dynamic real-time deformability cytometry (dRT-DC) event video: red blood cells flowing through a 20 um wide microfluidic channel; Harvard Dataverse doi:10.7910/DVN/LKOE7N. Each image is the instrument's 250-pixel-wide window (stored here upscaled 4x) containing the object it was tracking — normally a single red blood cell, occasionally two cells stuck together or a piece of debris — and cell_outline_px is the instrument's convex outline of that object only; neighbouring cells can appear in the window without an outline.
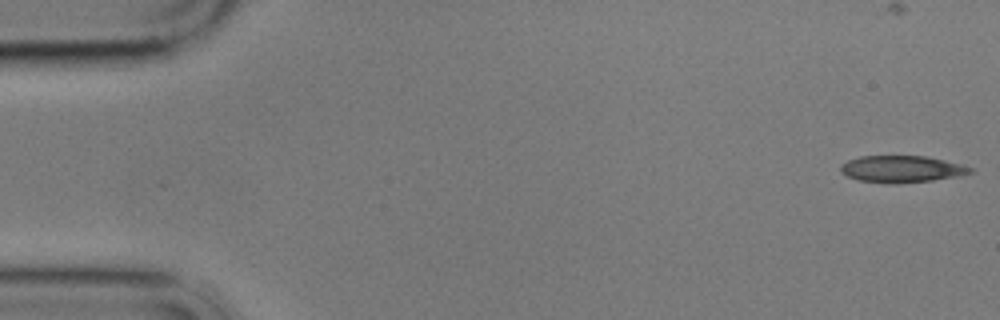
{"species": "common noctule bat (a hibernating species)", "species_latin": "Nyctalus noctula", "temperature_condition": "cold", "stored_images_in_passage": 6, "camera_frame_rate_fps": 3000, "um_per_image_px": 0.085, "animal": {"sex": "male", "body_mass_g": 17.9}, "frame": {"image": 1, "passage_image": 1, "time_ms": 0.0, "image_size_px": [1000, 320], "cell_outline_px": [[976, 172], [960, 176], [932, 180], [896, 184], [860, 180], [848, 176], [840, 172], [840, 164], [848, 160], [860, 156], [924, 156], [944, 160], [960, 164], [972, 168]], "centroid_in_image_um": [76.66, 14.37], "position_along_channel_um": 8.3, "area_um2": 20.23}}
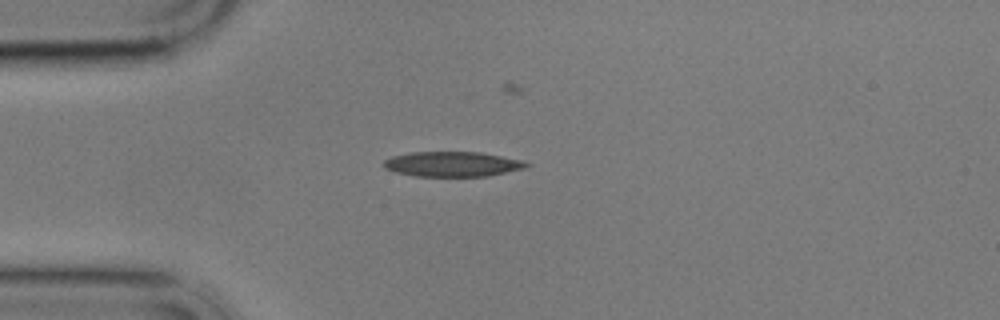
{"frame": {"image": 2, "passage_image": 4, "time_ms": 4.333, "image_size_px": [1000, 320], "cell_outline_px": [[532, 164], [528, 168], [488, 176], [412, 176], [396, 172], [384, 168], [384, 160], [392, 156], [412, 152], [480, 152], [520, 160]], "centroid_in_image_um": [38.47, 13.95], "position_along_channel_um": 46.5, "area_um2": 20.81}}
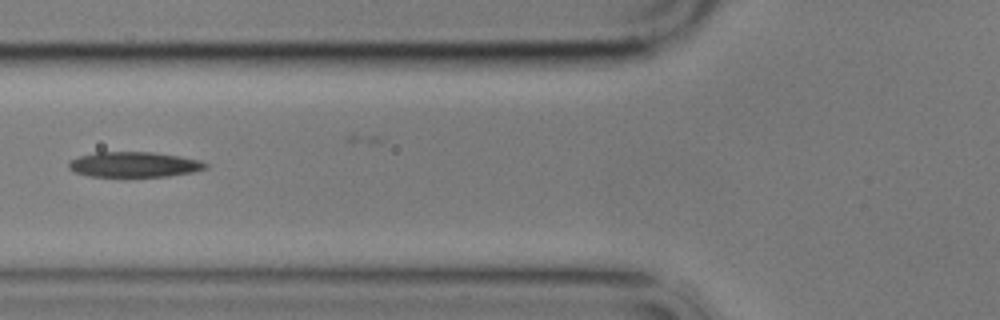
{"frame": {"image": 3, "passage_image": 6, "time_ms": 6.667, "image_size_px": [1000, 320], "cell_outline_px": [[208, 168], [192, 172], [168, 176], [128, 180], [124, 180], [88, 176], [76, 172], [68, 168], [68, 160], [80, 156], [96, 152], [152, 152], [180, 156], [200, 160], [208, 164]], "centroid_in_image_um": [11.37, 14.04], "position_along_channel_um": 114.4, "area_um2": 21.33}}